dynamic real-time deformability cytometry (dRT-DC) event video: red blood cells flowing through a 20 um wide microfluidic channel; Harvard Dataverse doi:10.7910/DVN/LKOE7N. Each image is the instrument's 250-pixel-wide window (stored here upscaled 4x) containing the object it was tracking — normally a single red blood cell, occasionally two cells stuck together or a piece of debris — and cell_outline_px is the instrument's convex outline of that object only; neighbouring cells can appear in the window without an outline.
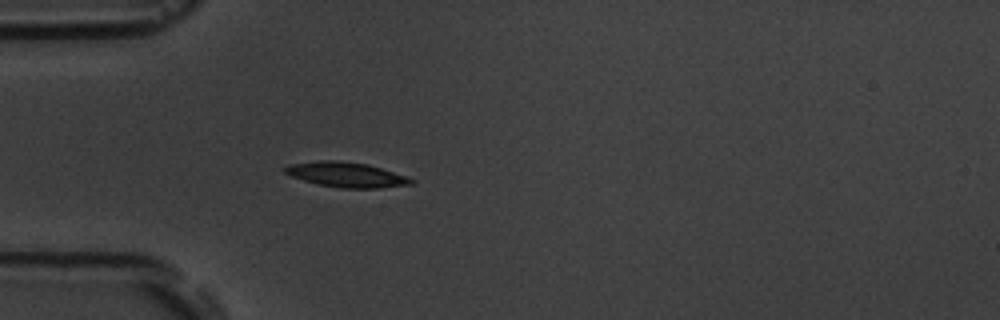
{"species": "common noctule bat (a hibernating species)", "species_latin": "Nyctalus noctula", "temperature_condition": "room temperature", "stored_images_in_passage": 4, "camera_frame_rate_fps": 3000, "um_per_image_px": 0.085, "animal": {"sex": "male", "body_mass_g": 19.5, "forearm_length_mm": 54.6}, "frame": {"image": 1, "passage_image": 4, "time_ms": 3.667, "image_size_px": [1000, 320], "cell_outline_px": [[416, 184], [376, 188], [340, 188], [316, 184], [292, 176], [284, 172], [284, 168], [288, 164], [316, 160], [340, 160], [368, 164], [408, 176], [416, 180]], "centroid_in_image_um": [29.47, 14.84], "position_along_channel_um": 55.5, "area_um2": 18.67}}